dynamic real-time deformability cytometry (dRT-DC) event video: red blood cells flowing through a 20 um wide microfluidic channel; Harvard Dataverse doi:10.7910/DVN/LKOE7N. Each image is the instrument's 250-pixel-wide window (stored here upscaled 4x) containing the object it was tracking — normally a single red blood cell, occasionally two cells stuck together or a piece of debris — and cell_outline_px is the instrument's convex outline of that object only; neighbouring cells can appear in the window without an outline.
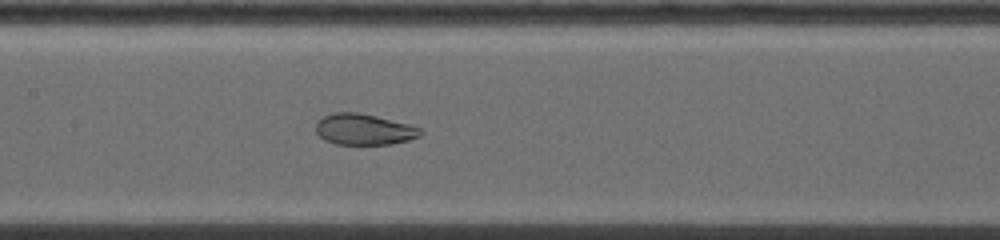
{"species": "common noctule bat (a hibernating species)", "species_latin": "Nyctalus noctula", "temperature_condition": "warm", "stored_images_in_passage": 7, "camera_frame_rate_fps": 5000, "um_per_image_px": 0.085, "animal": {"sex": "female", "body_mass_g": 19.0, "forearm_length_mm": 53.3}, "frame": {"image": 1, "passage_image": 6, "time_ms": 5.2, "image_size_px": [1000, 240], "cell_outline_px": [[424, 132], [420, 136], [408, 140], [388, 144], [336, 144], [324, 140], [316, 132], [316, 120], [332, 112], [356, 112], [376, 116], [412, 124], [424, 128]], "centroid_in_image_um": [30.97, 10.98], "position_along_channel_um": 176.4, "area_um2": 19.19}}